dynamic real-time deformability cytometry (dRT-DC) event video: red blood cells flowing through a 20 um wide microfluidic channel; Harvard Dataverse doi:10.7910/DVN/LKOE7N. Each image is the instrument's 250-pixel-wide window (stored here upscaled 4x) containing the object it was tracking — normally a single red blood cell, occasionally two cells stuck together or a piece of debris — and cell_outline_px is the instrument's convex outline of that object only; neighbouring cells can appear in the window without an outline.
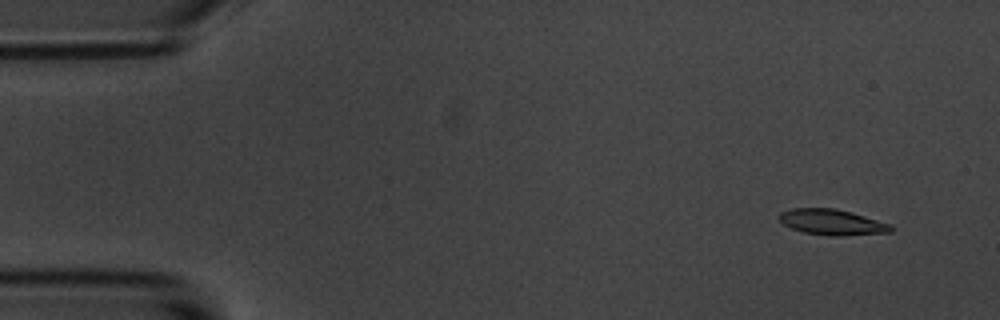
{"species": "common noctule bat (a hibernating species)", "species_latin": "Nyctalus noctula", "temperature_condition": "room temperature", "stored_images_in_passage": 56, "camera_frame_rate_fps": 3000, "um_per_image_px": 0.085, "animal": {"sex": "male", "body_mass_g": 20.1, "forearm_length_mm": 53.5}, "frame": {"image": 1, "passage_image": 4, "time_ms": 1.0, "image_size_px": [1000, 320], "cell_outline_px": [[892, 232], [840, 236], [828, 236], [804, 232], [792, 228], [784, 224], [776, 216], [780, 212], [792, 208], [836, 208], [852, 212], [892, 224]], "centroid_in_image_um": [70.73, 18.88], "position_along_channel_um": 14.3, "area_um2": 16.88}}
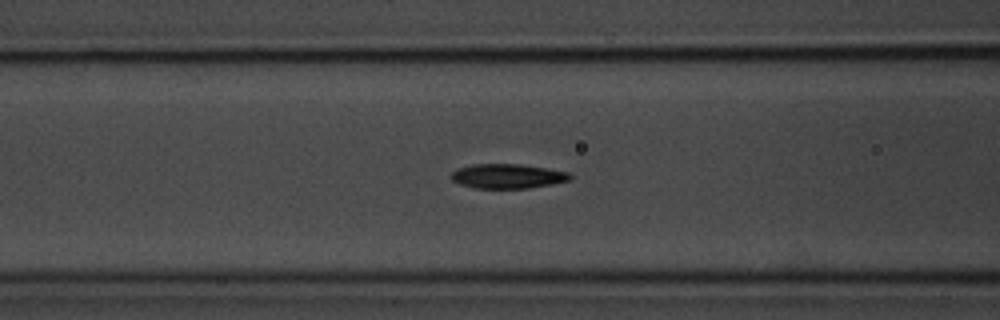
{"frame": {"image": 2, "passage_image": 22, "time_ms": 7.0, "image_size_px": [1000, 320], "cell_outline_px": [[572, 180], [552, 184], [528, 188], [472, 188], [460, 184], [452, 180], [448, 176], [456, 168], [472, 164], [520, 164], [548, 168], [568, 172], [572, 176]], "centroid_in_image_um": [43.12, 14.97], "position_along_channel_um": 123.5, "area_um2": 17.22}}
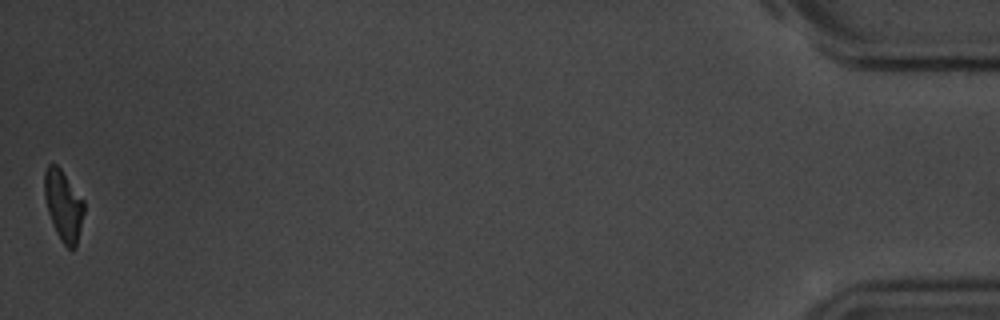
{"frame": {"image": 3, "passage_image": 56, "time_ms": 18.333, "image_size_px": [1000, 320], "cell_outline_px": [[84, 212], [76, 248], [72, 252], [60, 240], [52, 224], [48, 212], [44, 196], [44, 172], [48, 164], [56, 164], [60, 168], [84, 200]], "centroid_in_image_um": [5.39, 17.49], "position_along_channel_um": 429.8, "area_um2": 16.42}, "authors_computed_cell_mechanics": {"area_um2": 17.3978, "velocity_mm_per_s": 3.5478, "shape_relaxation_time_tau1_ms": 2.9332, "shape_relaxation_time_tau2_ms": 4.8836, "deformation_change_tau1": 0.1382, "deformation_change_tau2": 0.1114}}